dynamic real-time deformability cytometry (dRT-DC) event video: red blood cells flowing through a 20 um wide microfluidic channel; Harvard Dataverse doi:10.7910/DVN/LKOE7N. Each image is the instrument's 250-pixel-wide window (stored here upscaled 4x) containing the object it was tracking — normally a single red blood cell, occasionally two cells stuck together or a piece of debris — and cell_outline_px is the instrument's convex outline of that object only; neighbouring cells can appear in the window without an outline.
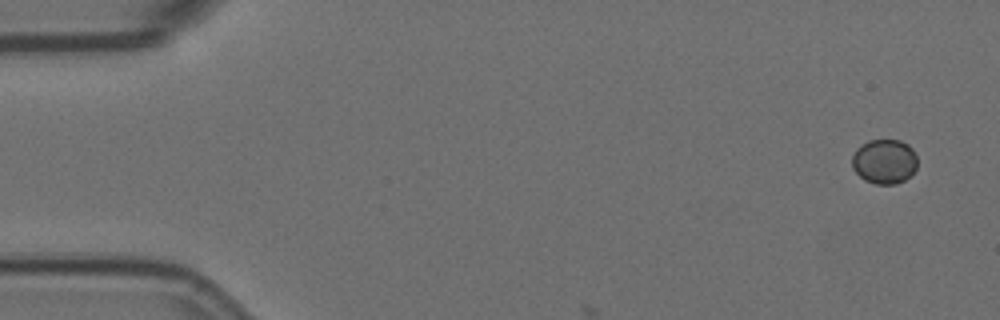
{"species": "Egyptian fruit bat (a non-hibernating species)", "species_latin": "Rousettus aegyptiacus", "temperature_condition": "room temperature", "stored_images_in_passage": 3, "camera_frame_rate_fps": 3000, "um_per_image_px": 0.085, "animal": {"sex": "female"}, "frame": {"image": 1, "passage_image": 1, "time_ms": 0.0, "image_size_px": [1000, 320], "cell_outline_px": [[916, 168], [904, 180], [896, 184], [876, 184], [864, 180], [852, 168], [852, 156], [856, 148], [860, 144], [868, 140], [900, 140], [908, 144], [912, 148], [916, 156]], "centroid_in_image_um": [75.14, 13.71], "position_along_channel_um": 9.9, "area_um2": 17.05}}